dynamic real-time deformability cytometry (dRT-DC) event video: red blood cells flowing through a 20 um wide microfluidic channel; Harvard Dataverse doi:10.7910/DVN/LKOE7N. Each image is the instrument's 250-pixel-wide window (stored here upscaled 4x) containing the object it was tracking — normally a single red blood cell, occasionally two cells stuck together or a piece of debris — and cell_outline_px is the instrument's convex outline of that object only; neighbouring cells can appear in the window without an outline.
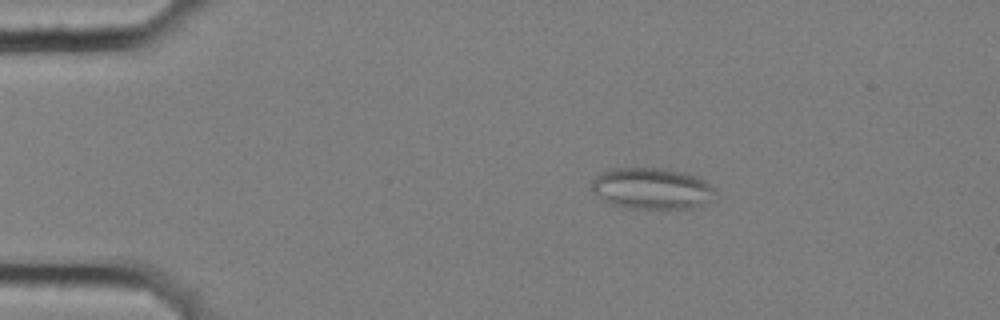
{"species": "common noctule bat (a hibernating species)", "species_latin": "Nyctalus noctula", "temperature_condition": "cold", "stored_images_in_passage": 6, "camera_frame_rate_fps": 3000, "um_per_image_px": 0.085, "animal": {"sex": "female", "body_mass_g": 25.1}, "frame": {"image": 1, "passage_image": 4, "time_ms": 1.0, "image_size_px": [1000, 320], "cell_outline_px": [[720, 196], [716, 200], [692, 208], [624, 208], [600, 200], [592, 192], [592, 180], [600, 172], [608, 168], [660, 168], [684, 172], [696, 176], [712, 184], [716, 188]], "centroid_in_image_um": [55.45, 16.03], "position_along_channel_um": 29.5, "area_um2": 30.58}}